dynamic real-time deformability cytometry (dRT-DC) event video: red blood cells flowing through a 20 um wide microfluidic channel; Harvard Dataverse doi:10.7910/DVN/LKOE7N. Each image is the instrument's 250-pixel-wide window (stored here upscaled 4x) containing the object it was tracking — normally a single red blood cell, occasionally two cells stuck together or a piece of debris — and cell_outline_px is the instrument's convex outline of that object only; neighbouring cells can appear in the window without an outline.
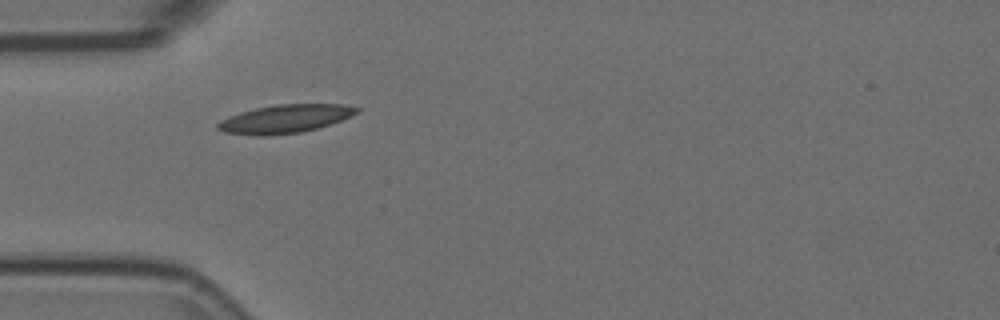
{"species": "Egyptian fruit bat (a non-hibernating species)", "species_latin": "Rousettus aegyptiacus", "temperature_condition": "room temperature", "stored_images_in_passage": 11, "camera_frame_rate_fps": 3000, "um_per_image_px": 0.085, "animal": {"sex": "female"}, "frame": {"image": 1, "passage_image": 1, "time_ms": 0.0, "image_size_px": [1000, 320], "cell_outline_px": [[360, 112], [340, 120], [316, 128], [300, 132], [264, 136], [260, 136], [224, 132], [216, 128], [216, 124], [220, 120], [228, 116], [240, 112], [256, 108], [276, 104], [340, 104], [360, 108]], "centroid_in_image_um": [24.19, 10.09], "position_along_channel_um": 60.8, "area_um2": 22.77}}
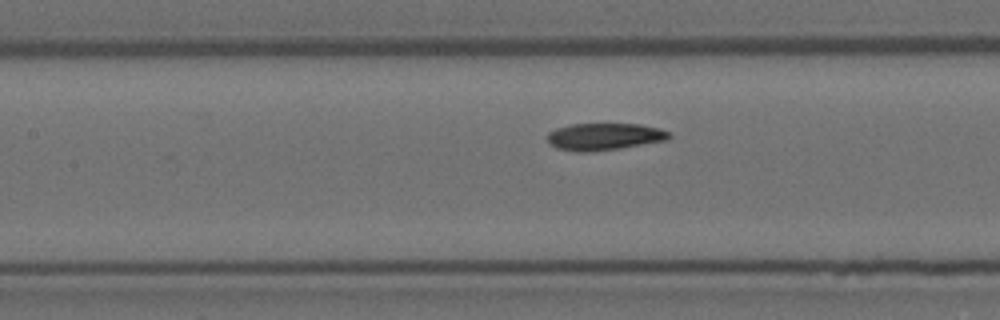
{"frame": {"image": 2, "passage_image": 5, "time_ms": 1.333, "image_size_px": [1000, 320], "cell_outline_px": [[672, 136], [668, 140], [620, 148], [584, 152], [576, 152], [556, 148], [548, 140], [548, 132], [556, 128], [572, 124], [640, 124], [660, 128], [668, 132]], "centroid_in_image_um": [51.38, 11.61], "position_along_channel_um": 156.0, "area_um2": 19.13}}